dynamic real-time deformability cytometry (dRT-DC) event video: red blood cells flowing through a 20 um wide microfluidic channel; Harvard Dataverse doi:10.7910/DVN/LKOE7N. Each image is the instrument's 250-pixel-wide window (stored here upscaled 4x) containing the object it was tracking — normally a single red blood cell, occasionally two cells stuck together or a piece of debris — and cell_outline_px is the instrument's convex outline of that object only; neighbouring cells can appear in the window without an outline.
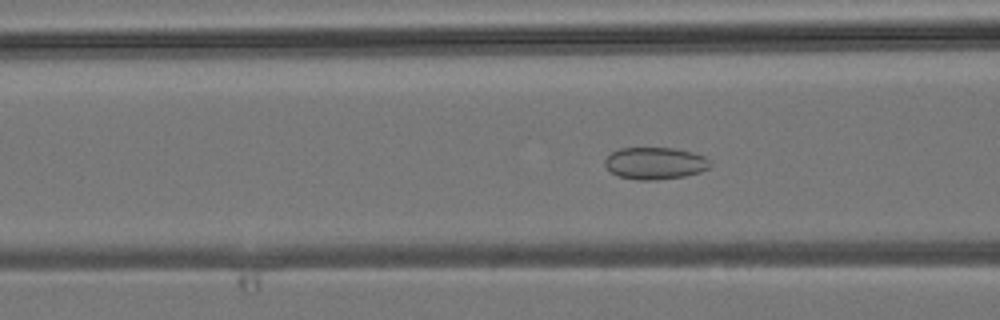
{"species": "common noctule bat (a hibernating species)", "species_latin": "Nyctalus noctula", "temperature_condition": "room temperature", "stored_images_in_passage": 13, "camera_frame_rate_fps": 3000, "um_per_image_px": 0.085, "animal": {"sex": "male", "body_mass_g": 19.2, "forearm_length_mm": 51.8}, "frame": {"image": 1, "passage_image": 13, "time_ms": 4.0, "image_size_px": [1000, 320], "cell_outline_px": [[712, 164], [708, 168], [700, 172], [684, 176], [656, 180], [640, 180], [620, 176], [612, 172], [604, 164], [604, 160], [612, 152], [620, 148], [676, 148], [692, 152], [704, 156]], "centroid_in_image_um": [55.69, 13.87], "position_along_channel_um": 110.9, "area_um2": 19.54}}